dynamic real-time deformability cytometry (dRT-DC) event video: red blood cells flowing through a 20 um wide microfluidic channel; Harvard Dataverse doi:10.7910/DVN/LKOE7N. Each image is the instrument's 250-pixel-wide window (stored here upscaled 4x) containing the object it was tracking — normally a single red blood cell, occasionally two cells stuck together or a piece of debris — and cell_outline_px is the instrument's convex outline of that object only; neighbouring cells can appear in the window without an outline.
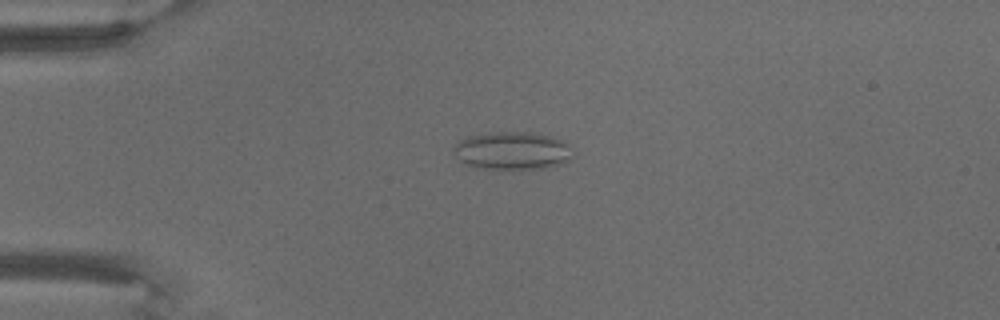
{"species": "common noctule bat (a hibernating species)", "species_latin": "Nyctalus noctula", "temperature_condition": "warm", "stored_images_in_passage": 10, "camera_frame_rate_fps": 3000, "um_per_image_px": 0.085, "animal": {"sex": "male", "body_mass_g": 18.8}, "frame": {"image": 1, "passage_image": 5, "time_ms": 5.667, "image_size_px": [1000, 320], "cell_outline_px": [[572, 156], [564, 164], [548, 168], [472, 168], [464, 164], [452, 152], [452, 148], [460, 140], [468, 136], [492, 132], [532, 132], [564, 140], [572, 144]], "centroid_in_image_um": [43.56, 12.81], "position_along_channel_um": 41.4, "area_um2": 26.65}}
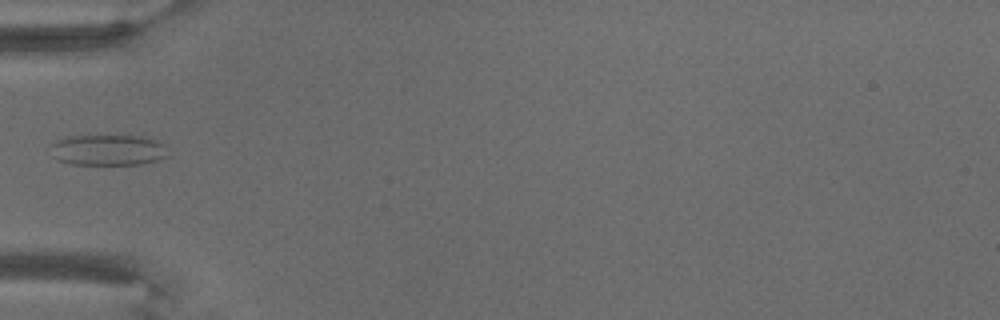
{"frame": {"image": 2, "passage_image": 7, "time_ms": 8.0, "image_size_px": [1000, 320], "cell_outline_px": [[168, 156], [156, 160], [140, 164], [72, 164], [56, 160], [52, 156], [52, 144], [56, 140], [68, 136], [144, 136], [156, 140], [160, 144]], "centroid_in_image_um": [9.12, 12.75], "position_along_channel_um": 75.9, "area_um2": 20.81}}
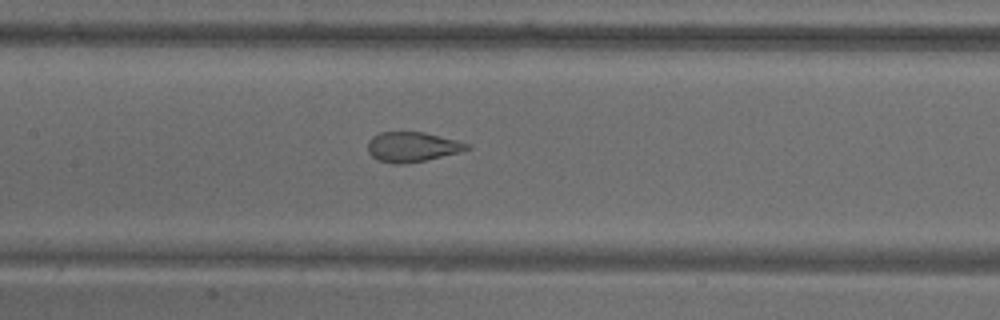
{"frame": {"image": 3, "passage_image": 10, "time_ms": 11.333, "image_size_px": [1000, 320], "cell_outline_px": [[472, 148], [460, 152], [424, 160], [404, 164], [396, 164], [380, 160], [372, 156], [368, 152], [368, 140], [372, 136], [380, 132], [424, 132], [472, 144]], "centroid_in_image_um": [35.06, 12.47], "position_along_channel_um": 172.3, "area_um2": 17.22}}